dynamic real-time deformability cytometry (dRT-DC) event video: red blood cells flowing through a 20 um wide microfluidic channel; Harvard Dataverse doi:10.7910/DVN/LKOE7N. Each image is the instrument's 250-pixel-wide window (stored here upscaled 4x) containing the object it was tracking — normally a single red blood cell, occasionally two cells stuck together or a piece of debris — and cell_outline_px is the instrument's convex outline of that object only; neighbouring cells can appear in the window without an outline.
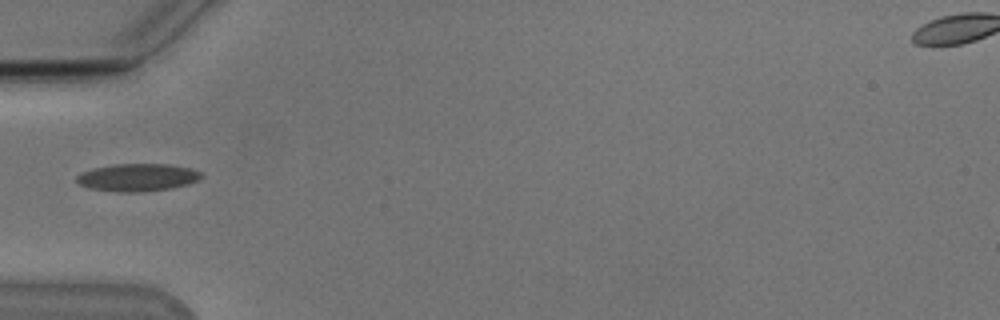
{"species": "Egyptian fruit bat (a non-hibernating species)", "species_latin": "Rousettus aegyptiacus", "temperature_condition": "cold", "stored_images_in_passage": 36, "camera_frame_rate_fps": 3000, "um_per_image_px": 0.085, "animal": {"sex": "male"}, "frame": {"image": 1, "passage_image": 1, "time_ms": 0.0, "image_size_px": [1000, 320], "cell_outline_px": [[204, 176], [188, 184], [168, 188], [144, 192], [116, 192], [92, 188], [80, 184], [76, 180], [76, 176], [84, 172], [96, 168], [112, 164], [168, 164], [192, 168], [200, 172]], "centroid_in_image_um": [11.72, 15.08], "position_along_channel_um": 73.3, "area_um2": 19.83}}
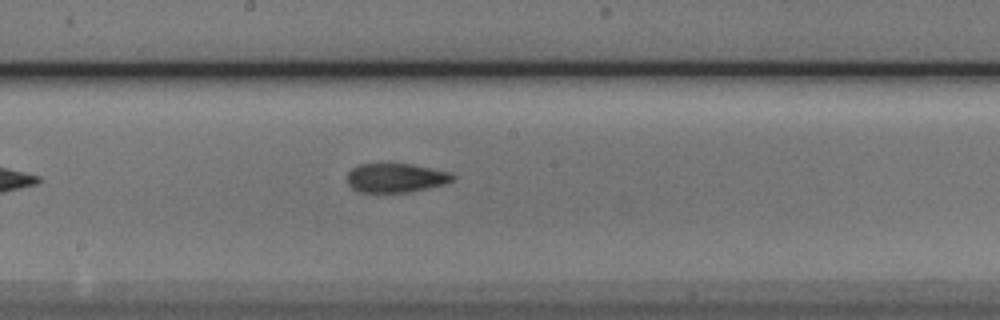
{"frame": {"image": 2, "passage_image": 12, "time_ms": 3.667, "image_size_px": [1000, 320], "cell_outline_px": [[456, 180], [448, 184], [408, 192], [360, 192], [352, 188], [348, 184], [348, 172], [352, 168], [360, 164], [412, 164], [452, 172], [456, 176]], "centroid_in_image_um": [33.72, 15.12], "position_along_channel_um": 214.5, "area_um2": 18.09}}
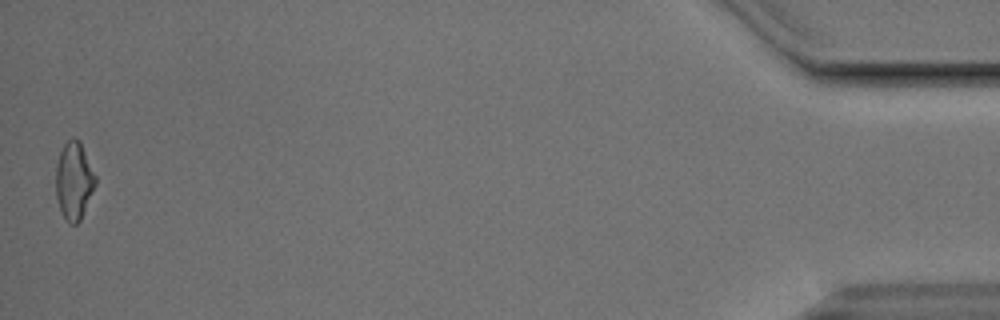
{"frame": {"image": 3, "passage_image": 36, "time_ms": 11.667, "image_size_px": [1000, 320], "cell_outline_px": [[96, 184], [80, 220], [76, 224], [68, 224], [60, 208], [56, 196], [56, 164], [60, 152], [64, 144], [72, 136], [76, 136], [80, 140], [96, 176]], "centroid_in_image_um": [6.29, 15.32], "position_along_channel_um": 428.9, "area_um2": 17.92}, "authors_computed_cell_mechanics": {"area_um2": 18.1203, "velocity_mm_per_s": 3.8418, "shape_relaxation_time_tau1_ms": 7.7424, "shape_relaxation_time_tau2_ms": 2.8896, "deformation_change_tau1": 0.1667, "deformation_change_tau2": 0.1007}}